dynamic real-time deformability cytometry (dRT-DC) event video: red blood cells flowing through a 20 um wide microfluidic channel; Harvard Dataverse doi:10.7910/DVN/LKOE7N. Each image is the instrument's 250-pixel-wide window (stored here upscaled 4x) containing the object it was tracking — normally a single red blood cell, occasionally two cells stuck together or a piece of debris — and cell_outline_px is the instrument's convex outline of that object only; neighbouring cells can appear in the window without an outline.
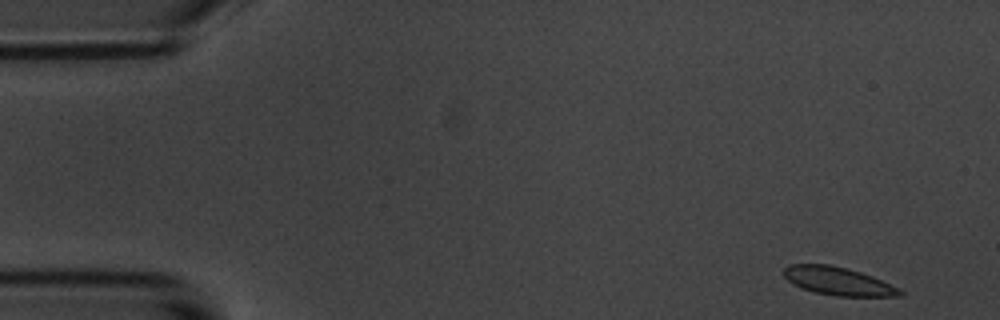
{"species": "common noctule bat (a hibernating species)", "species_latin": "Nyctalus noctula", "temperature_condition": "room temperature", "stored_images_in_passage": 54, "camera_frame_rate_fps": 3000, "um_per_image_px": 0.085, "animal": {"sex": "male", "body_mass_g": 20.1, "forearm_length_mm": 53.5}, "frame": {"image": 1, "passage_image": 1, "time_ms": 0.0, "image_size_px": [1000, 320], "cell_outline_px": [[904, 296], [836, 296], [816, 292], [800, 288], [792, 284], [784, 276], [784, 268], [788, 264], [828, 264], [860, 272], [872, 276], [900, 288], [904, 292]], "centroid_in_image_um": [71.24, 23.9], "position_along_channel_um": 13.8, "area_um2": 19.02}}
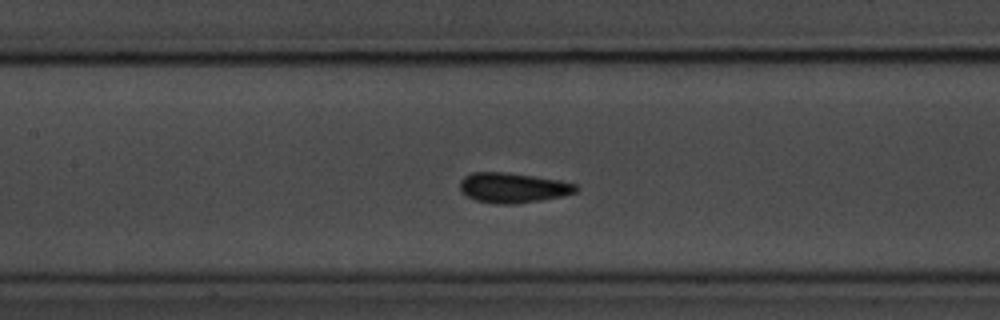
{"frame": {"image": 2, "passage_image": 23, "time_ms": 7.333, "image_size_px": [1000, 320], "cell_outline_px": [[580, 188], [576, 192], [560, 196], [540, 200], [512, 204], [496, 204], [476, 200], [460, 192], [460, 180], [464, 176], [472, 172], [504, 172], [536, 176], [560, 180], [576, 184]], "centroid_in_image_um": [43.59, 15.95], "position_along_channel_um": 163.8, "area_um2": 20.35}}
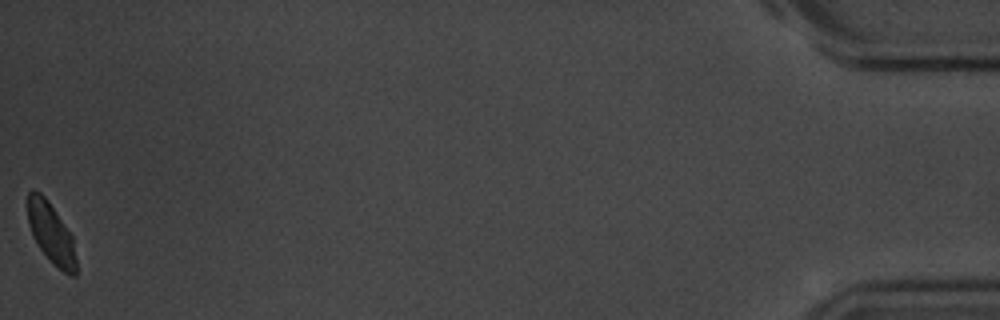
{"frame": {"image": 3, "passage_image": 54, "time_ms": 17.667, "image_size_px": [1000, 320], "cell_outline_px": [[76, 276], [72, 276], [64, 272], [40, 248], [32, 236], [28, 224], [28, 192], [32, 188], [40, 192], [48, 200], [72, 236], [76, 260]], "centroid_in_image_um": [4.33, 19.77], "position_along_channel_um": 430.9, "area_um2": 16.76}}